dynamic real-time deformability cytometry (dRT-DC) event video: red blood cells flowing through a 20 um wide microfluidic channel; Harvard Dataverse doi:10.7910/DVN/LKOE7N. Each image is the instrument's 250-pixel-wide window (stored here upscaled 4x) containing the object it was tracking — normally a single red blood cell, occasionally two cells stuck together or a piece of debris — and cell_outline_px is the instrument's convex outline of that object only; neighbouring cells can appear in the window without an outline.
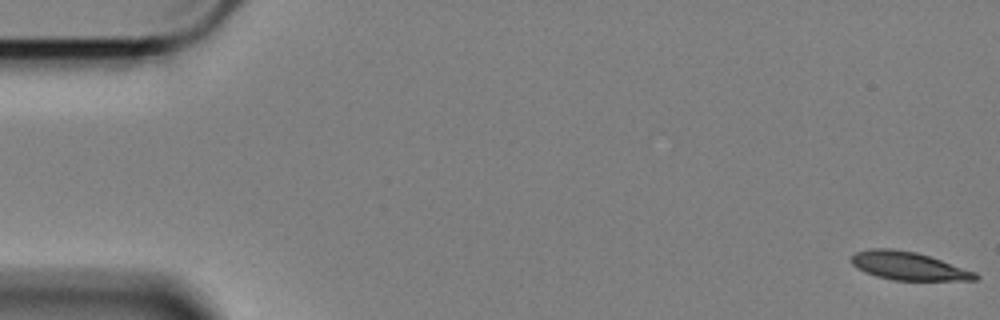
{"species": "Egyptian fruit bat (a non-hibernating species)", "species_latin": "Rousettus aegyptiacus", "temperature_condition": "cold", "stored_images_in_passage": 59, "camera_frame_rate_fps": 3000, "um_per_image_px": 0.085, "animal": {"sex": "female"}, "frame": {"image": 1, "passage_image": 1, "time_ms": 0.0, "image_size_px": [1000, 320], "cell_outline_px": [[980, 276], [976, 280], [892, 280], [876, 276], [864, 272], [856, 268], [852, 264], [852, 256], [856, 252], [872, 248], [892, 248], [916, 252], [976, 272]], "centroid_in_image_um": [77.19, 22.61], "position_along_channel_um": 7.8, "area_um2": 20.23}}
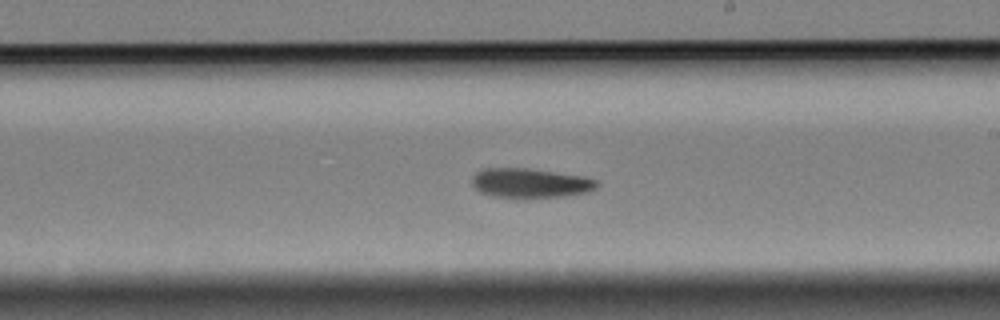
{"frame": {"image": 2, "passage_image": 34, "time_ms": 11.0, "image_size_px": [1000, 320], "cell_outline_px": [[600, 184], [596, 188], [588, 192], [564, 196], [524, 200], [492, 196], [480, 192], [472, 184], [472, 176], [480, 168], [528, 168], [584, 176], [600, 180]], "centroid_in_image_um": [45.09, 15.58], "position_along_channel_um": 243.9, "area_um2": 22.31}}
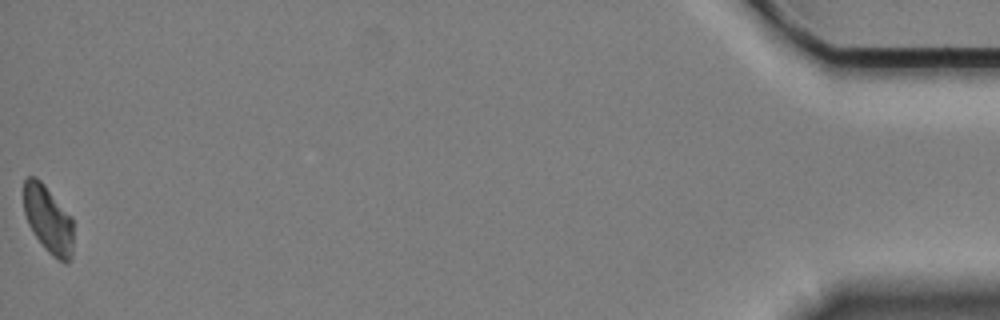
{"frame": {"image": 3, "passage_image": 59, "time_ms": 19.333, "image_size_px": [1000, 320], "cell_outline_px": [[72, 256], [68, 264], [52, 256], [44, 248], [28, 224], [24, 212], [24, 180], [28, 176], [36, 176], [44, 184], [72, 216]], "centroid_in_image_um": [4.1, 18.64], "position_along_channel_um": 431.1, "area_um2": 19.54}, "authors_computed_cell_mechanics": {"area_um2": 21.3282, "velocity_mm_per_s": 3.3829, "shape_relaxation_time_tau1_ms": 4.6936, "shape_relaxation_time_tau2_ms": null, "deformation_change_tau1": 0.1256, "deformation_change_tau2": null}}